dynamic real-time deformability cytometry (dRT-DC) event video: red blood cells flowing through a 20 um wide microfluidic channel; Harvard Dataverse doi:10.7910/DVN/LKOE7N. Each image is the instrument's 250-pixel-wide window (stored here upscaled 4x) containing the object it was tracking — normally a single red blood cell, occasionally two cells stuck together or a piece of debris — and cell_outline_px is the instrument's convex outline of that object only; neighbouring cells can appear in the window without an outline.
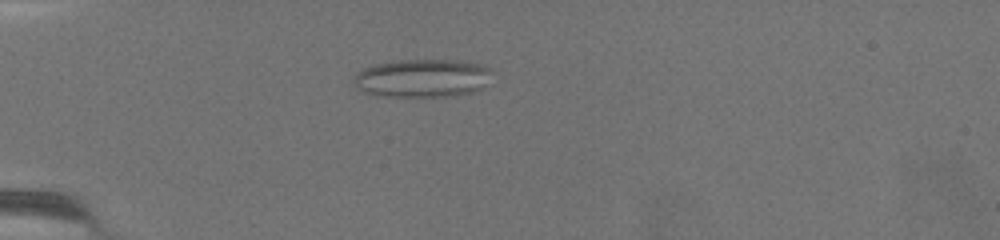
{"species": "common noctule bat (a hibernating species)", "species_latin": "Nyctalus noctula", "temperature_condition": "warm", "stored_images_in_passage": 73, "camera_frame_rate_fps": 3000, "um_per_image_px": 0.085, "animal": {"sex": "female", "body_mass_g": 19.5, "forearm_length_mm": 54.1}, "frame": {"image": 1, "passage_image": 23, "time_ms": 7.333, "image_size_px": [1000, 240], "cell_outline_px": [[488, 72], [484, 88], [472, 92], [452, 96], [376, 96], [364, 92], [352, 84], [352, 80], [356, 72], [364, 68], [376, 64], [400, 60], [456, 60], [480, 64], [488, 68]], "centroid_in_image_um": [35.82, 6.65], "position_along_channel_um": 49.2, "area_um2": 30.63}}
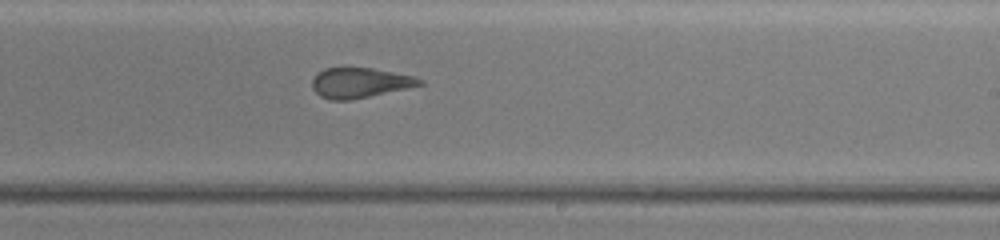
{"frame": {"image": 2, "passage_image": 47, "time_ms": 15.333, "image_size_px": [1000, 240], "cell_outline_px": [[424, 84], [408, 88], [348, 100], [332, 100], [320, 96], [312, 88], [312, 80], [324, 68], [372, 68], [412, 76], [424, 80]], "centroid_in_image_um": [30.59, 7.04], "position_along_channel_um": 258.4, "area_um2": 18.5}}
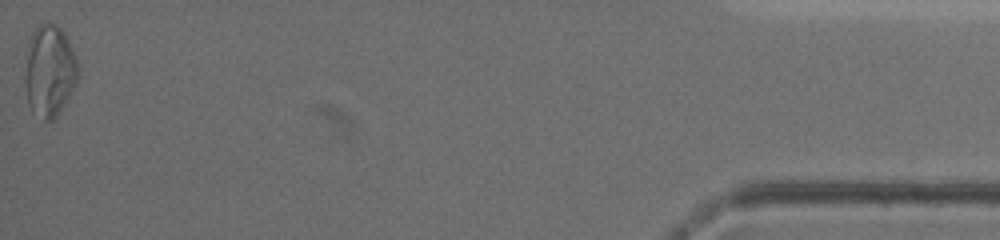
{"frame": {"image": 3, "passage_image": 73, "time_ms": 24.0, "image_size_px": [1000, 240], "cell_outline_px": [[80, 72], [76, 84], [56, 116], [52, 120], [44, 120], [32, 112], [28, 104], [24, 84], [24, 76], [28, 44], [32, 32], [40, 24], [56, 24], [64, 32], [68, 40], [80, 68]], "centroid_in_image_um": [4.2, 6.03], "position_along_channel_um": 431.0, "area_um2": 28.38}, "authors_computed_cell_mechanics": {"area_um2": 25.2586, "velocity_mm_per_s": 2.9723, "shape_relaxation_time_tau1_ms": null, "shape_relaxation_time_tau2_ms": 1.7467, "deformation_change_tau1": null, "deformation_change_tau2": 0.11}}